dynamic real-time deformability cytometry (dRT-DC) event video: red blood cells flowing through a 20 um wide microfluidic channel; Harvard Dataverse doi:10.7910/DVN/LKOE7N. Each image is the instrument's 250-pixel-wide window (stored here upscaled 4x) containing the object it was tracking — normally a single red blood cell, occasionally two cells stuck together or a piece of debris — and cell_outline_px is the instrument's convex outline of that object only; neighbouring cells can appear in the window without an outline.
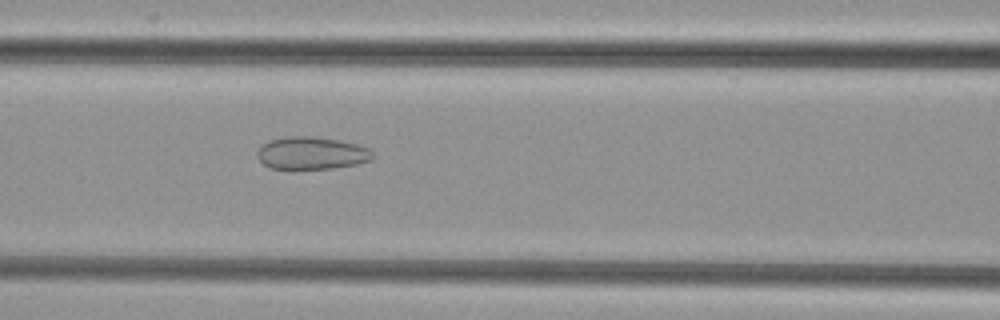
{"species": "common noctule bat (a hibernating species)", "species_latin": "Nyctalus noctula", "temperature_condition": "cold", "stored_images_in_passage": 52, "camera_frame_rate_fps": 3000, "um_per_image_px": 0.085, "animal": {"sex": "female", "body_mass_g": 29.2, "forearm_length_mm": 56.3}, "frame": {"image": 1, "passage_image": 23, "time_ms": 7.333, "image_size_px": [1000, 320], "cell_outline_px": [[376, 156], [372, 160], [356, 164], [332, 168], [296, 172], [288, 172], [268, 168], [260, 160], [256, 152], [264, 144], [272, 140], [288, 136], [308, 136], [340, 140], [356, 144], [368, 148]], "centroid_in_image_um": [26.46, 13.08], "position_along_channel_um": 140.1, "area_um2": 22.66}}
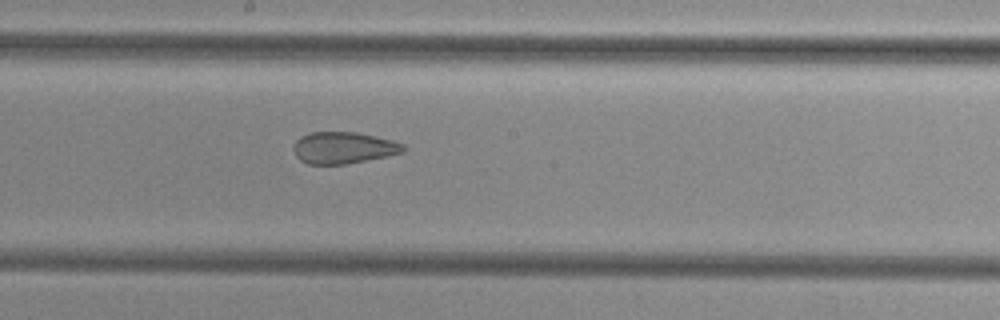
{"frame": {"image": 2, "passage_image": 29, "time_ms": 9.333, "image_size_px": [1000, 320], "cell_outline_px": [[404, 152], [388, 156], [344, 164], [308, 164], [300, 160], [296, 156], [292, 148], [296, 140], [300, 136], [308, 132], [356, 132], [376, 136], [392, 140], [404, 144]], "centroid_in_image_um": [29.17, 12.55], "position_along_channel_um": 219.0, "area_um2": 20.35}}
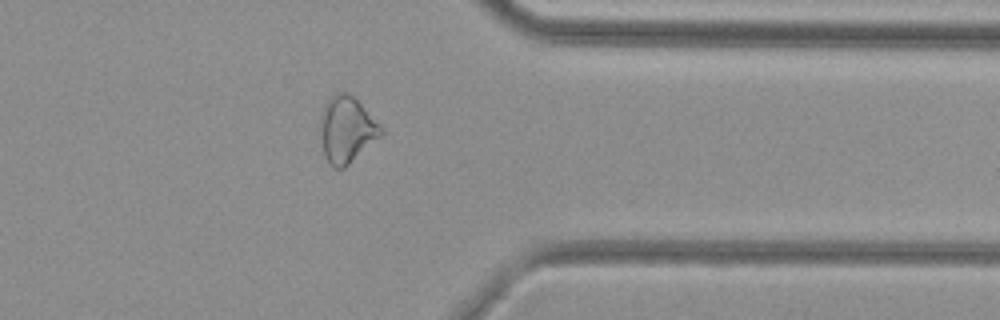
{"frame": {"image": 3, "passage_image": 42, "time_ms": 13.667, "image_size_px": [1000, 320], "cell_outline_px": [[384, 132], [380, 136], [344, 168], [332, 168], [328, 164], [324, 156], [320, 128], [320, 120], [324, 104], [336, 92], [348, 92], [384, 128]], "centroid_in_image_um": [29.44, 11.02], "position_along_channel_um": 382.0, "area_um2": 23.18}}